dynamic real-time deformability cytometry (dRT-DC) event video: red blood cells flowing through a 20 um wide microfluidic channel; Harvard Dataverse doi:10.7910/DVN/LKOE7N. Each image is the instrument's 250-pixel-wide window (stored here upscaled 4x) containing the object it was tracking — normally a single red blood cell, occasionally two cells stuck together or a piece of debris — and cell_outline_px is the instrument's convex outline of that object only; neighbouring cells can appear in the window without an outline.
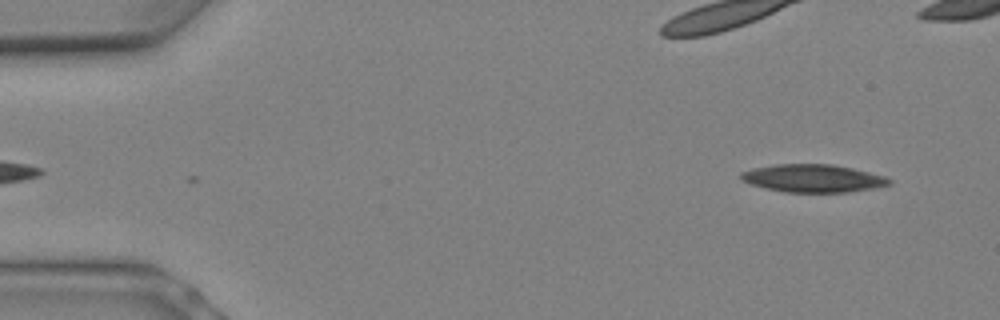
{"species": "Egyptian fruit bat (a non-hibernating species)", "species_latin": "Rousettus aegyptiacus", "temperature_condition": "warm", "stored_images_in_passage": 4, "segment_of_instrument_passage": [2, 2], "camera_frame_rate_fps": 3000, "um_per_image_px": 0.085, "animal": {"sex": "female"}, "frame": {"image": 1, "passage_image": 4, "time_ms": 1.0, "image_size_px": [1000, 320], "cell_outline_px": [[892, 184], [876, 188], [848, 192], [784, 192], [764, 188], [740, 180], [740, 172], [752, 168], [776, 164], [832, 164], [852, 168], [888, 176], [892, 180]], "centroid_in_image_um": [69.13, 15.15], "position_along_channel_um": 15.9, "area_um2": 24.33}}